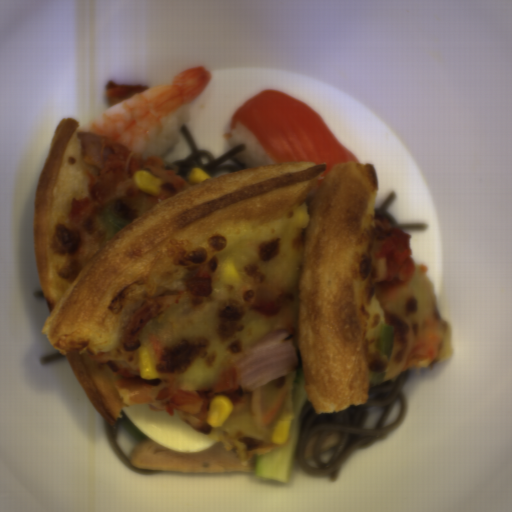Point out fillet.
Returning a JSON list of instances; mask_svg holds the SVG:
<instances>
[{
    "instance_id": "25842a12",
    "label": "fillet",
    "mask_w": 512,
    "mask_h": 512,
    "mask_svg": "<svg viewBox=\"0 0 512 512\" xmlns=\"http://www.w3.org/2000/svg\"><path fill=\"white\" fill-rule=\"evenodd\" d=\"M241 124L273 163L320 162L333 165L360 163L332 134L323 117L299 98L278 89L261 90L231 116L229 127Z\"/></svg>"
}]
</instances>
